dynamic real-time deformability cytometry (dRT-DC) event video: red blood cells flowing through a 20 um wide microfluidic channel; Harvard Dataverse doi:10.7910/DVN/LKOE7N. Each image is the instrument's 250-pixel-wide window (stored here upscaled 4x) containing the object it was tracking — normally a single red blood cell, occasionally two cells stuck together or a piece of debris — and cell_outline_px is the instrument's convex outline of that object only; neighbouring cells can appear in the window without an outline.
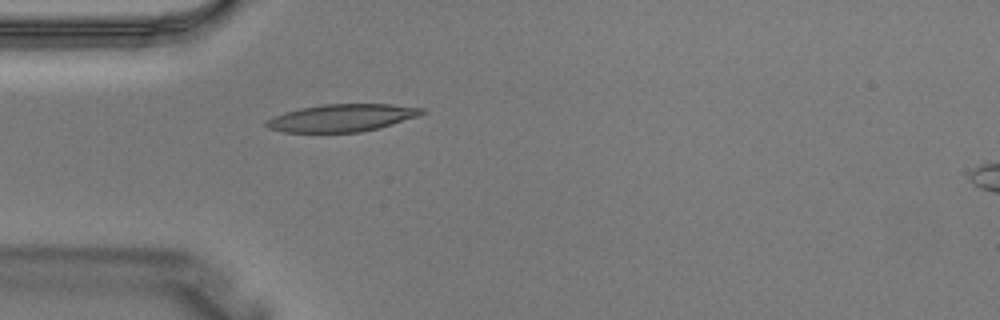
{"species": "Egyptian fruit bat (a non-hibernating species)", "species_latin": "Rousettus aegyptiacus", "temperature_condition": "warm", "stored_images_in_passage": 3, "camera_frame_rate_fps": 3000, "um_per_image_px": 0.085, "animal": {"sex": "male"}, "frame": {"image": 1, "passage_image": 2, "time_ms": 0.333, "image_size_px": [1000, 320], "cell_outline_px": [[428, 112], [420, 116], [380, 128], [360, 132], [284, 132], [268, 128], [264, 124], [272, 116], [284, 112], [300, 108], [324, 104], [388, 104], [424, 108]], "centroid_in_image_um": [29.1, 10.02], "position_along_channel_um": 55.9, "area_um2": 25.03}}